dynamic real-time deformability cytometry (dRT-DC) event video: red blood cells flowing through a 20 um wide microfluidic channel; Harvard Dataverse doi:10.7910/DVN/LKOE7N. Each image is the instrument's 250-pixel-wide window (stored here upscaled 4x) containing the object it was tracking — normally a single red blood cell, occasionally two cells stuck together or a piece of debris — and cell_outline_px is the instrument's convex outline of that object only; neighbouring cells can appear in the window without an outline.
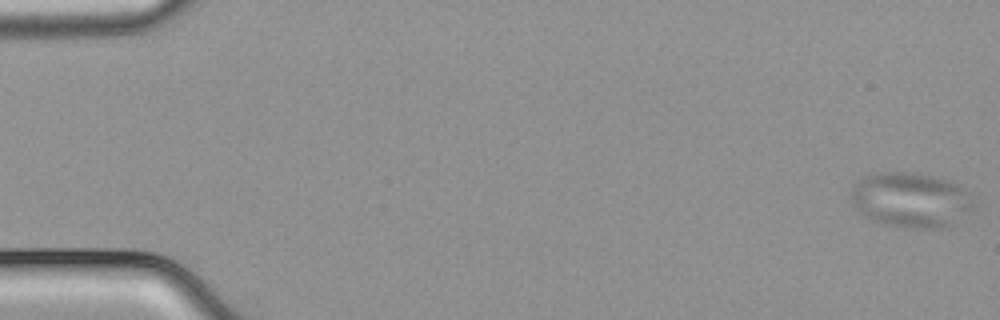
{"species": "common noctule bat (a hibernating species)", "species_latin": "Nyctalus noctula", "temperature_condition": "cold", "stored_images_in_passage": 55, "camera_frame_rate_fps": 3000, "um_per_image_px": 0.085, "animal": {"sex": "male", "body_mass_g": 21.5, "forearm_length_mm": 52.0}, "frame": {"image": 1, "passage_image": 1, "time_ms": 0.0, "image_size_px": [1000, 320], "cell_outline_px": [[976, 208], [948, 228], [904, 228], [884, 224], [872, 220], [860, 212], [852, 204], [848, 196], [852, 184], [860, 176], [872, 172], [912, 172], [952, 180], [964, 188], [972, 196], [976, 204]], "centroid_in_image_um": [77.41, 16.98], "position_along_channel_um": 7.6, "area_um2": 40.63}}
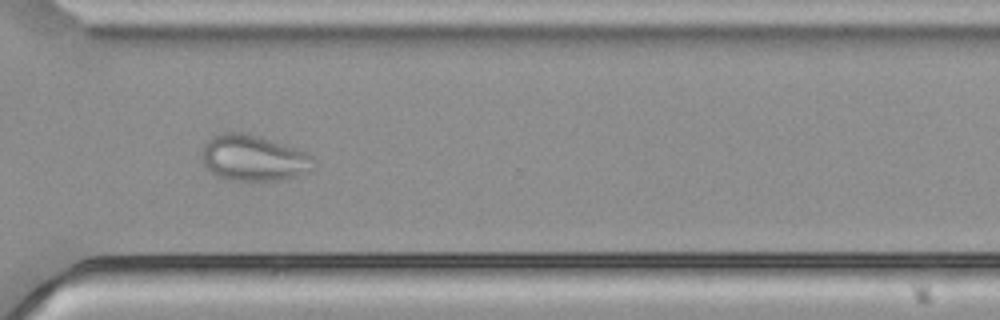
{"frame": {"image": 2, "passage_image": 41, "time_ms": 13.333, "image_size_px": [1000, 320], "cell_outline_px": [[312, 168], [284, 180], [228, 180], [216, 176], [204, 168], [200, 152], [204, 144], [212, 136], [224, 132], [244, 132], [260, 136], [300, 148], [312, 156]], "centroid_in_image_um": [21.48, 13.41], "position_along_channel_um": 349.1, "area_um2": 30.23}}
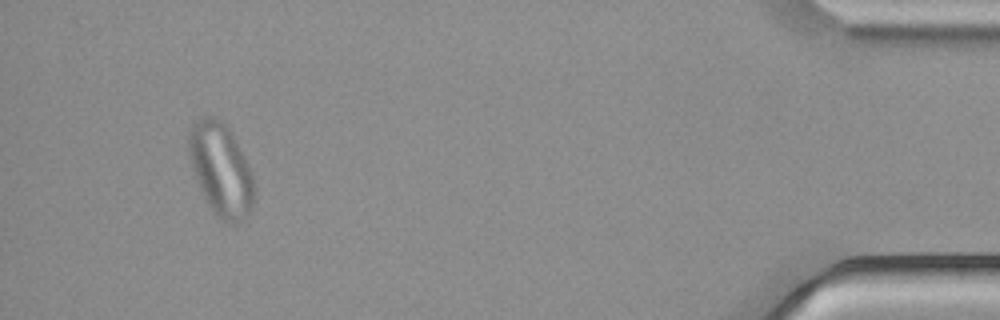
{"frame": {"image": 3, "passage_image": 52, "time_ms": 17.0, "image_size_px": [1000, 320], "cell_outline_px": [[256, 196], [248, 212], [236, 224], [228, 224], [216, 216], [212, 212], [196, 180], [188, 156], [188, 132], [192, 124], [204, 116], [216, 116], [232, 132], [248, 164], [256, 188]], "centroid_in_image_um": [18.77, 14.41], "position_along_channel_um": 416.4, "area_um2": 35.49}}